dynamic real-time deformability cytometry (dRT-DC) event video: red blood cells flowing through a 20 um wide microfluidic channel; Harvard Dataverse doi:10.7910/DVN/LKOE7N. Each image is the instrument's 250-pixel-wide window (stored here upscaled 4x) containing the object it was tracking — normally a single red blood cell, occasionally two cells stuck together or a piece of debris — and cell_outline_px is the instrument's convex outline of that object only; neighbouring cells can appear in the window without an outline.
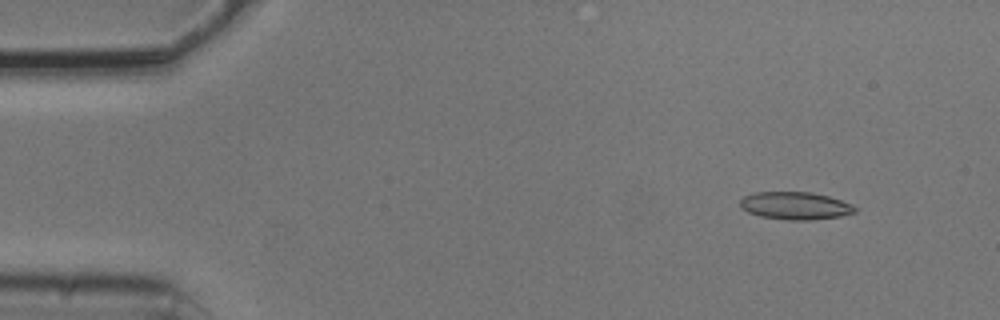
{"species": "common noctule bat (a hibernating species)", "species_latin": "Nyctalus noctula", "temperature_condition": "cold", "stored_images_in_passage": 4, "camera_frame_rate_fps": 3000, "um_per_image_px": 0.085, "animal": {"sex": "male", "body_mass_g": 20.5, "forearm_length_mm": 52.5}, "frame": {"image": 1, "passage_image": 2, "time_ms": 0.333, "image_size_px": [1000, 320], "cell_outline_px": [[856, 212], [840, 216], [808, 220], [788, 220], [760, 216], [748, 212], [740, 208], [740, 200], [744, 196], [752, 192], [812, 192], [828, 196], [852, 204], [856, 208]], "centroid_in_image_um": [67.57, 17.48], "position_along_channel_um": 17.4, "area_um2": 18.5}}
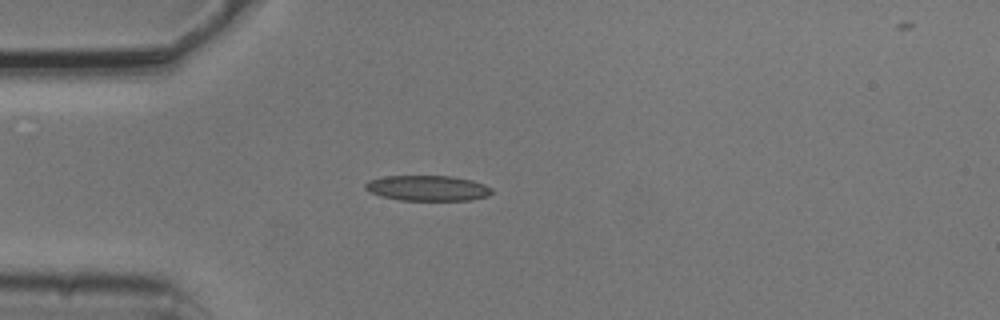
{"frame": {"image": 2, "passage_image": 4, "time_ms": 1.0, "image_size_px": [1000, 320], "cell_outline_px": [[492, 192], [488, 196], [472, 200], [400, 200], [380, 196], [364, 188], [364, 184], [368, 180], [384, 176], [452, 176], [472, 180], [484, 184], [492, 188]], "centroid_in_image_um": [36.35, 15.99], "position_along_channel_um": 48.7, "area_um2": 18.79}}